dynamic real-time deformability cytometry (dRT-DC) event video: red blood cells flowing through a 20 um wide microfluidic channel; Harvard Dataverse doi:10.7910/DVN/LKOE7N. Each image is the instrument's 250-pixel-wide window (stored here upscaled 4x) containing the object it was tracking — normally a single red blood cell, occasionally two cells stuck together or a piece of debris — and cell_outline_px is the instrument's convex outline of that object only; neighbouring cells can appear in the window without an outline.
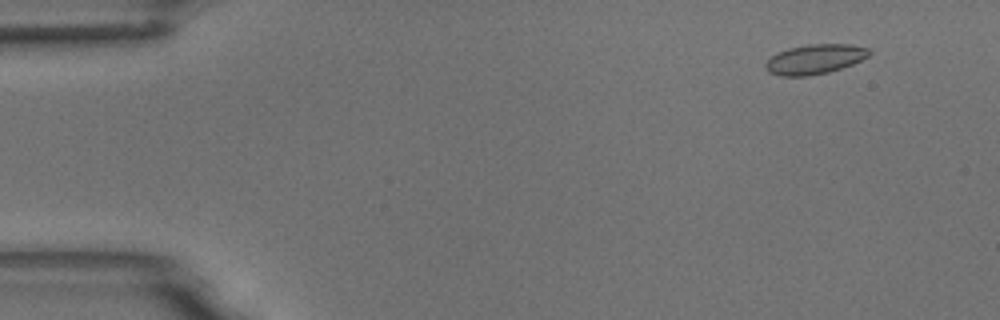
{"species": "common noctule bat (a hibernating species)", "species_latin": "Nyctalus noctula", "temperature_condition": "room temperature", "stored_images_in_passage": 17, "camera_frame_rate_fps": 3000, "um_per_image_px": 0.085, "animal": {"sex": "male", "body_mass_g": 18.8}, "frame": {"image": 1, "passage_image": 5, "time_ms": 1.333, "image_size_px": [1000, 320], "cell_outline_px": [[872, 52], [868, 56], [852, 64], [828, 72], [808, 76], [780, 76], [768, 72], [764, 68], [764, 64], [772, 56], [788, 48], [808, 44], [852, 44], [868, 48]], "centroid_in_image_um": [69.25, 5.03], "position_along_channel_um": 15.7, "area_um2": 17.92}}
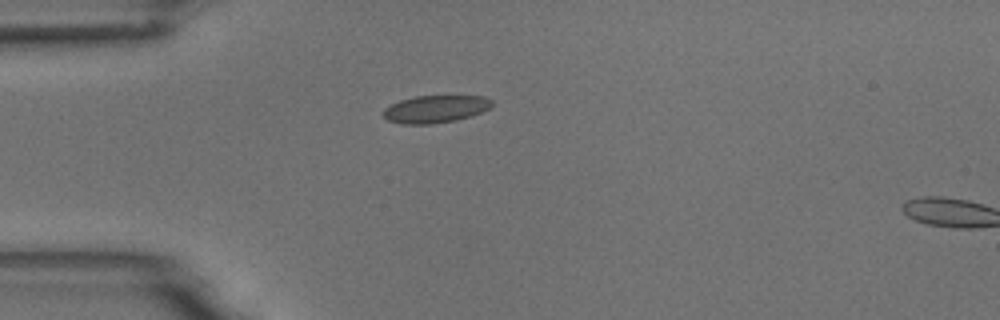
{"frame": {"image": 2, "passage_image": 15, "time_ms": 4.667, "image_size_px": [1000, 320], "cell_outline_px": [[492, 104], [488, 108], [472, 116], [456, 120], [432, 124], [400, 124], [388, 120], [384, 116], [384, 108], [400, 100], [416, 96], [484, 96], [492, 100]], "centroid_in_image_um": [37.0, 9.27], "position_along_channel_um": 48.0, "area_um2": 17.28}}